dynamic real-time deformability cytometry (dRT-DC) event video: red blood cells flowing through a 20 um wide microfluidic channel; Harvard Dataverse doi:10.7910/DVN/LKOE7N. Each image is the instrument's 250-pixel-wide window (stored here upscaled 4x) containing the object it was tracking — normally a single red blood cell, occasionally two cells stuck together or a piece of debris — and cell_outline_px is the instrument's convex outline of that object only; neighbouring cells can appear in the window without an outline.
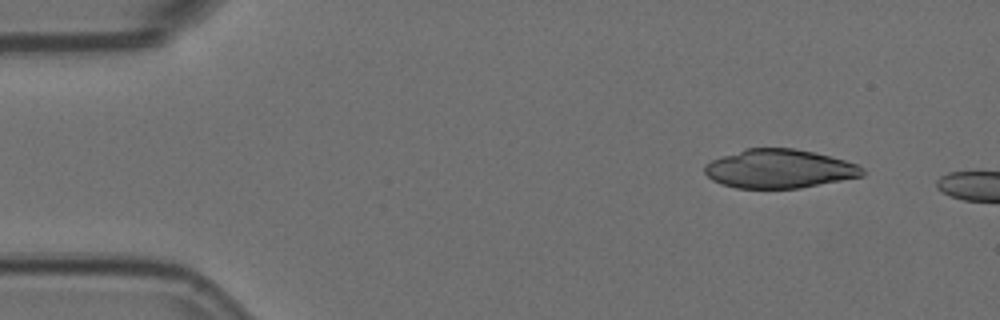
{"species": "Egyptian fruit bat (a non-hibernating species)", "species_latin": "Rousettus aegyptiacus", "temperature_condition": "room temperature", "stored_images_in_passage": 3, "camera_frame_rate_fps": 3000, "um_per_image_px": 0.085, "animal": {"sex": "female"}, "frame": {"image": 1, "passage_image": 1, "time_ms": 0.0, "image_size_px": [1000, 320], "cell_outline_px": [[864, 176], [800, 188], [736, 188], [720, 184], [712, 180], [704, 172], [704, 164], [712, 160], [744, 148], [792, 148], [812, 152], [844, 160], [856, 164], [864, 168]], "centroid_in_image_um": [66.22, 14.35], "position_along_channel_um": 18.8, "area_um2": 35.6}}